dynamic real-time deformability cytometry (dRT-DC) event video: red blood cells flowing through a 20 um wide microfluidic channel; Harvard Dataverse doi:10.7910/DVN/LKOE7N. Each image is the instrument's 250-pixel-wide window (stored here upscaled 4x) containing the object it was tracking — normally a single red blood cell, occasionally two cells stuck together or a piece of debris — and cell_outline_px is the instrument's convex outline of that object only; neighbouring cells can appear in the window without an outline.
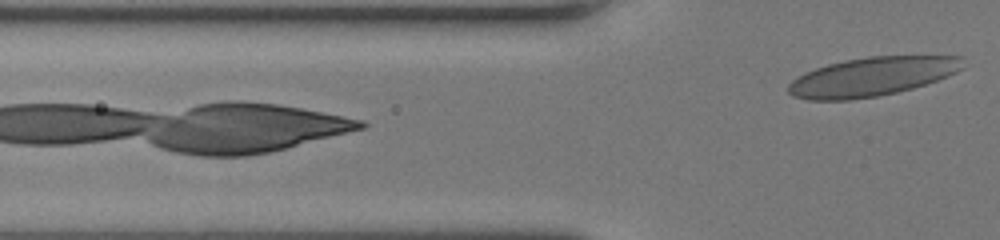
{"species": "human", "species_latin": "Homo sapiens", "temperature_condition": "room temperature", "stored_images_in_passage": 20, "camera_frame_rate_fps": 3000, "um_per_image_px": 0.085, "donor": {"sex": "female"}, "frame": {"image": 1, "passage_image": 20, "time_ms": 6.333, "image_size_px": [1000, 240], "cell_outline_px": [[964, 68], [948, 76], [912, 88], [896, 92], [876, 96], [848, 100], [808, 100], [792, 96], [788, 92], [788, 84], [792, 80], [816, 68], [828, 64], [844, 60], [868, 56], [960, 56]], "centroid_in_image_um": [74.1, 6.52], "position_along_channel_um": 51.7, "area_um2": 39.25}}